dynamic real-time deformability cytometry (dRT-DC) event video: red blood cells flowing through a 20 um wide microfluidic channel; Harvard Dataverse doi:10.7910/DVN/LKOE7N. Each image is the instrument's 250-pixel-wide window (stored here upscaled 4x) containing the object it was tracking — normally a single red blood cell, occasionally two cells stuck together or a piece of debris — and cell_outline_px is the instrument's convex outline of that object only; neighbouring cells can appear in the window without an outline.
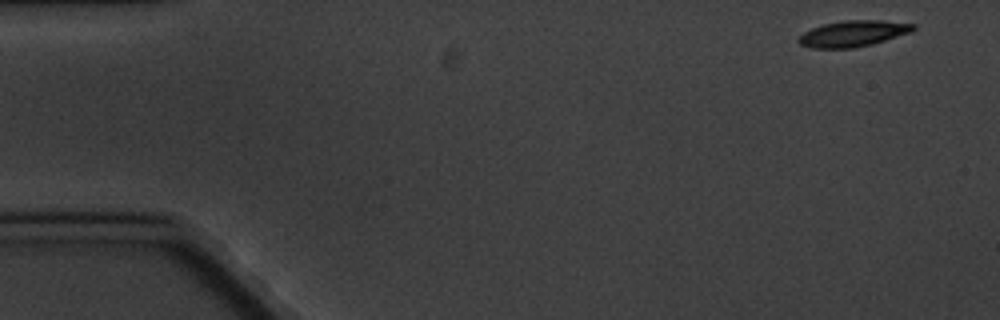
{"species": "common noctule bat (a hibernating species)", "species_latin": "Nyctalus noctula", "temperature_condition": "cold", "stored_images_in_passage": 5, "camera_frame_rate_fps": 3000, "um_per_image_px": 0.085, "animal": {"sex": "male", "body_mass_g": 20.1, "forearm_length_mm": 53.5}, "frame": {"image": 1, "passage_image": 1, "time_ms": 0.0, "image_size_px": [1000, 320], "cell_outline_px": [[916, 28], [912, 32], [872, 44], [852, 48], [812, 48], [800, 44], [796, 40], [804, 32], [812, 28], [824, 24], [844, 20], [880, 20], [916, 24]], "centroid_in_image_um": [72.53, 2.85], "position_along_channel_um": 12.5, "area_um2": 17.4}}